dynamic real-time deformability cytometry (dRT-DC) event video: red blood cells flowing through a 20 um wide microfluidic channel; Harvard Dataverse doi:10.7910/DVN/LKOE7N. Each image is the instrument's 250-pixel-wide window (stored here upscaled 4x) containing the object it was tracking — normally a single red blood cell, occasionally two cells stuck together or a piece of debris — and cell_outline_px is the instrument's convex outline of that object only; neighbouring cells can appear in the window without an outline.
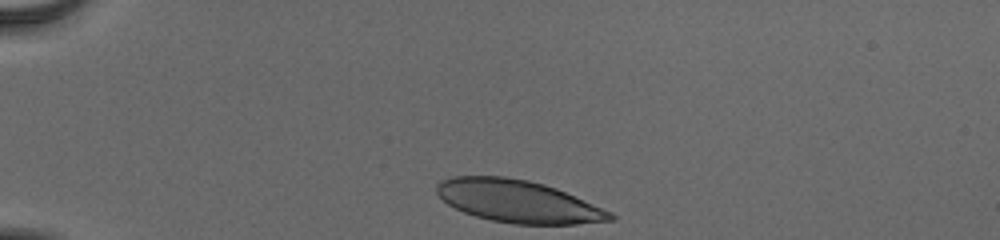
{"species": "human", "species_latin": "Homo sapiens", "temperature_condition": "cold", "stored_images_in_passage": 34, "camera_frame_rate_fps": 3000, "um_per_image_px": 0.085, "donor": {"sex": "male"}, "frame": {"image": 1, "passage_image": 1, "time_ms": 0.0, "image_size_px": [1000, 240], "cell_outline_px": [[616, 220], [576, 224], [512, 224], [492, 220], [476, 216], [464, 212], [448, 204], [436, 192], [436, 184], [440, 180], [452, 176], [504, 176], [528, 180], [544, 184], [556, 188], [612, 212], [616, 216]], "centroid_in_image_um": [44.04, 17.11], "position_along_channel_um": 41.0, "area_um2": 42.83}}
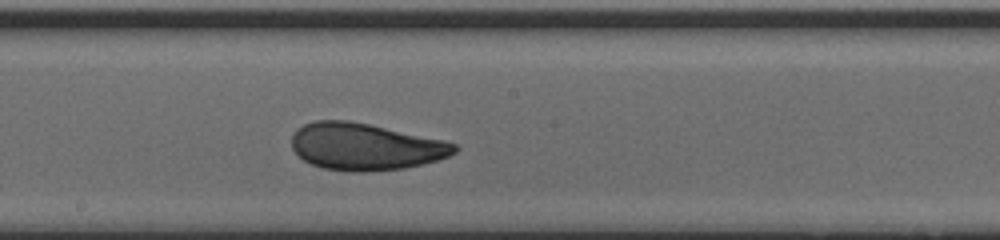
{"frame": {"image": 2, "passage_image": 19, "time_ms": 6.0, "image_size_px": [1000, 240], "cell_outline_px": [[460, 148], [456, 152], [448, 156], [436, 160], [404, 168], [364, 172], [348, 172], [324, 168], [312, 164], [304, 160], [292, 148], [292, 136], [296, 128], [304, 124], [316, 120], [348, 120], [368, 124], [444, 140], [456, 144]], "centroid_in_image_um": [31.03, 12.46], "position_along_channel_um": 217.2, "area_um2": 44.39}}
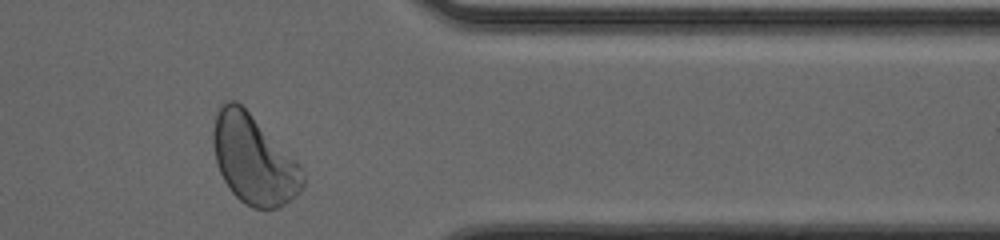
{"frame": {"image": 3, "passage_image": 33, "time_ms": 10.667, "image_size_px": [1000, 240], "cell_outline_px": [[304, 188], [296, 196], [280, 208], [252, 208], [244, 204], [232, 192], [224, 180], [220, 172], [216, 160], [212, 144], [212, 132], [216, 112], [228, 100], [236, 100], [300, 164], [304, 172]], "centroid_in_image_um": [21.57, 13.6], "position_along_channel_um": 389.8, "area_um2": 46.24}, "authors_computed_cell_mechanics": {"area_um2": 43.8124, "velocity_mm_per_s": 3.8831, "shape_relaxation_time_tau1_ms": 3.9814, "shape_relaxation_time_tau2_ms": 0.8418, "deformation_change_tau1": 0.1501, "deformation_change_tau2": 0.0578}}